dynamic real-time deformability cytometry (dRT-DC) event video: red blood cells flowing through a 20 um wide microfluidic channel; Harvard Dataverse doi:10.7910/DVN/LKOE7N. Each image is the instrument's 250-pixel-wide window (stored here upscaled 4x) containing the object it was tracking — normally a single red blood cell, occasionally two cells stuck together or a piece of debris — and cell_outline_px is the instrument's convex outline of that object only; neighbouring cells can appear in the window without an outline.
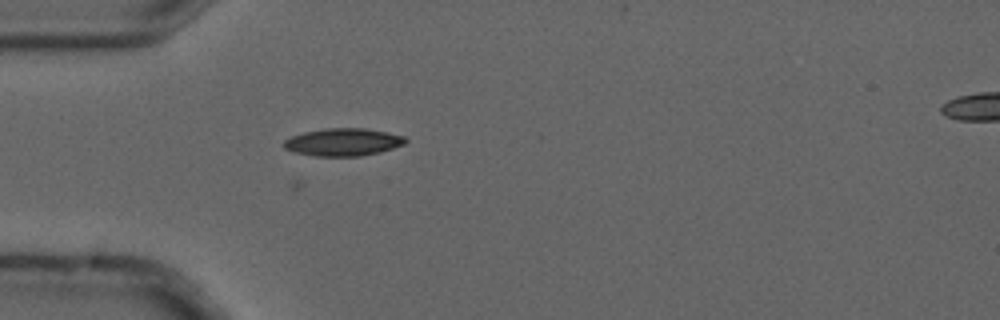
{"species": "common noctule bat (a hibernating species)", "species_latin": "Nyctalus noctula", "temperature_condition": "cold", "stored_images_in_passage": 6, "camera_frame_rate_fps": 3000, "um_per_image_px": 0.085, "animal": {"sex": "male", "forearm_length_mm": 52.5}, "frame": {"image": 1, "passage_image": 6, "time_ms": 1.667, "image_size_px": [1000, 320], "cell_outline_px": [[408, 140], [404, 144], [380, 152], [360, 156], [316, 156], [296, 152], [284, 148], [284, 140], [292, 136], [304, 132], [324, 128], [364, 128], [388, 132], [404, 136]], "centroid_in_image_um": [29.18, 12.07], "position_along_channel_um": 55.8, "area_um2": 19.48}}